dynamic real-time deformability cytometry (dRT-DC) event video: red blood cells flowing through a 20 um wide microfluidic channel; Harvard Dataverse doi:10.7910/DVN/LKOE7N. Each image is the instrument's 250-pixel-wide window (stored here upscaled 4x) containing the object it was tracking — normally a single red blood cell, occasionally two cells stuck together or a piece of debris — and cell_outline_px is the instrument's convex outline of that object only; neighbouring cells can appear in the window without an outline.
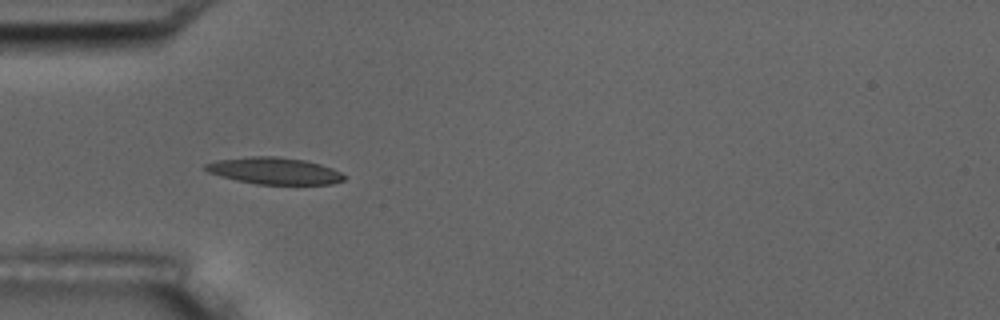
{"species": "common noctule bat (a hibernating species)", "species_latin": "Nyctalus noctula", "temperature_condition": "room temperature", "stored_images_in_passage": 5, "camera_frame_rate_fps": 3000, "um_per_image_px": 0.085, "animal": {"sex": "male", "body_mass_g": 17.5, "forearm_length_mm": 52.3}, "frame": {"image": 1, "passage_image": 4, "time_ms": 3.667, "image_size_px": [1000, 320], "cell_outline_px": [[348, 176], [344, 180], [332, 184], [256, 184], [236, 180], [220, 176], [208, 172], [204, 168], [204, 164], [216, 160], [248, 156], [276, 156], [304, 160], [320, 164], [332, 168]], "centroid_in_image_um": [23.32, 14.52], "position_along_channel_um": 61.7, "area_um2": 21.73}}